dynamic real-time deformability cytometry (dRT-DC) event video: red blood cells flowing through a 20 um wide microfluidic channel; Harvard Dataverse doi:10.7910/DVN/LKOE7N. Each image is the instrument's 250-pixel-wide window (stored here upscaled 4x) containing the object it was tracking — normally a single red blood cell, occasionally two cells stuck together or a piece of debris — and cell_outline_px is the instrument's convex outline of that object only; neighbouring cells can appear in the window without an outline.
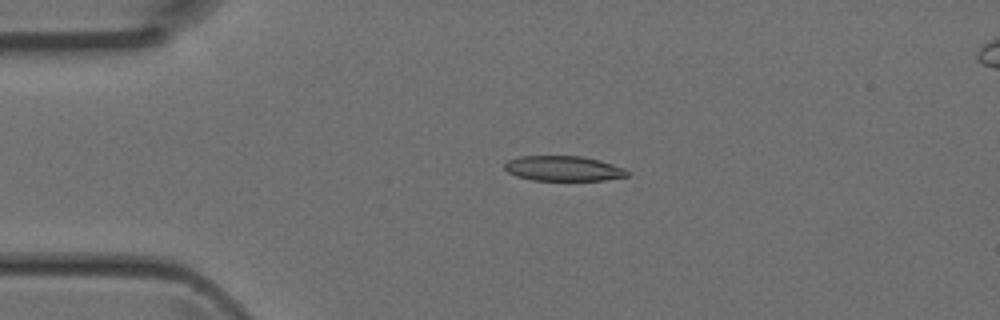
{"species": "Egyptian fruit bat (a non-hibernating species)", "species_latin": "Rousettus aegyptiacus", "temperature_condition": "room temperature", "stored_images_in_passage": 5, "camera_frame_rate_fps": 3000, "um_per_image_px": 0.085, "animal": {"sex": "female"}, "frame": {"image": 1, "passage_image": 3, "time_ms": 0.667, "image_size_px": [1000, 320], "cell_outline_px": [[628, 176], [604, 180], [532, 180], [516, 176], [508, 172], [504, 168], [504, 164], [508, 160], [520, 156], [584, 156], [600, 160], [624, 168], [628, 172]], "centroid_in_image_um": [47.87, 14.31], "position_along_channel_um": 37.1, "area_um2": 17.92}}